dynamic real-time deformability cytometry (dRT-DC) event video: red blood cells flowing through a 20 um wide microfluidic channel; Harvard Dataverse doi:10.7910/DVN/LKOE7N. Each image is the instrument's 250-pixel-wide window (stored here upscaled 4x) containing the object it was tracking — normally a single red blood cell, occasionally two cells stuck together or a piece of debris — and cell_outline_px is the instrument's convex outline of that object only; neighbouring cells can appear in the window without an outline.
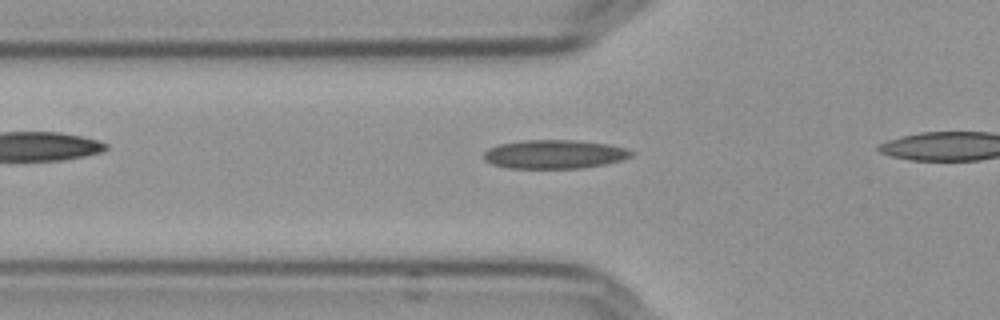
{"species": "Egyptian fruit bat (a non-hibernating species)", "species_latin": "Rousettus aegyptiacus", "temperature_condition": "cold", "stored_images_in_passage": 11, "camera_frame_rate_fps": 3000, "um_per_image_px": 0.085, "frame": {"image": 1, "passage_image": 5, "time_ms": 1.333, "image_size_px": [1000, 320], "cell_outline_px": [[632, 156], [624, 160], [584, 168], [508, 168], [492, 164], [484, 160], [484, 152], [488, 148], [500, 144], [524, 140], [576, 140], [608, 144], [624, 148], [632, 152]], "centroid_in_image_um": [47.12, 13.11], "position_along_channel_um": 78.7, "area_um2": 24.74}}
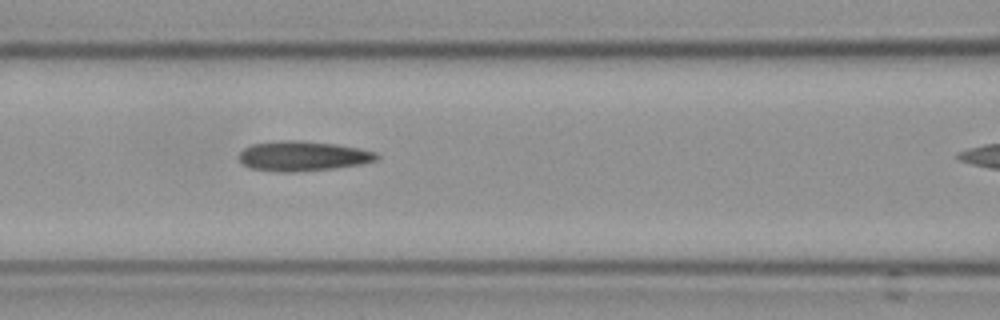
{"frame": {"image": 2, "passage_image": 10, "time_ms": 3.0, "image_size_px": [1000, 320], "cell_outline_px": [[380, 156], [376, 160], [360, 164], [332, 168], [292, 172], [280, 172], [252, 168], [244, 164], [240, 160], [240, 152], [244, 148], [252, 144], [284, 140], [300, 140], [336, 144], [360, 148], [376, 152]], "centroid_in_image_um": [25.76, 13.25], "position_along_channel_um": 140.8, "area_um2": 23.76}}